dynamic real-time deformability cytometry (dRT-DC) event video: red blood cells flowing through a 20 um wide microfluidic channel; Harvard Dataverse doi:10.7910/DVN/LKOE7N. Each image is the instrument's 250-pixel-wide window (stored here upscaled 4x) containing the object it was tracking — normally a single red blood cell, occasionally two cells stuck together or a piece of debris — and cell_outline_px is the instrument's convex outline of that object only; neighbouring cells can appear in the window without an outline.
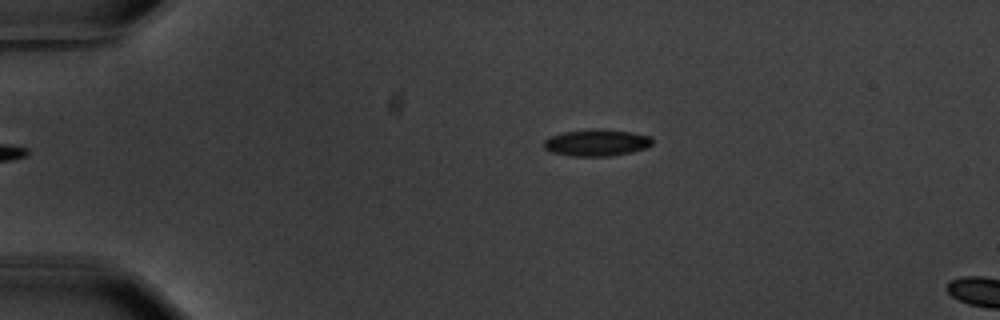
{"species": "common noctule bat (a hibernating species)", "species_latin": "Nyctalus noctula", "temperature_condition": "warm", "stored_images_in_passage": 5, "camera_frame_rate_fps": 3000, "um_per_image_px": 0.085, "animal": {"sex": "male", "body_mass_g": 20.1, "forearm_length_mm": 53.5}, "frame": {"image": 1, "passage_image": 1, "time_ms": 0.0, "image_size_px": [1000, 320], "cell_outline_px": [[652, 144], [648, 148], [632, 152], [608, 156], [572, 156], [552, 152], [544, 148], [544, 140], [548, 136], [564, 132], [592, 128], [632, 132], [652, 136]], "centroid_in_image_um": [50.72, 12.12], "position_along_channel_um": 34.3, "area_um2": 17.05}}